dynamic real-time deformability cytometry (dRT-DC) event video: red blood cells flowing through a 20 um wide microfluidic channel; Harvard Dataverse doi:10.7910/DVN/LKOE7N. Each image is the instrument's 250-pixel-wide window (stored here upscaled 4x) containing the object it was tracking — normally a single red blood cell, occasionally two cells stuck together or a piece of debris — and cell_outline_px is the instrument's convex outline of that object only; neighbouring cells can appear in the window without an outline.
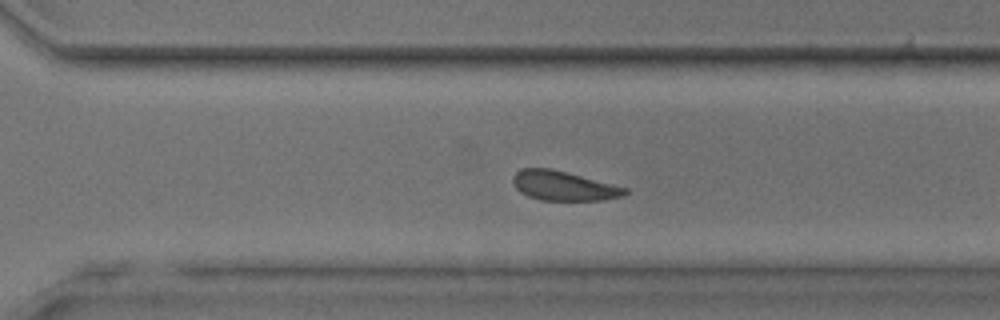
{"species": "common noctule bat (a hibernating species)", "species_latin": "Nyctalus noctula", "temperature_condition": "room temperature", "stored_images_in_passage": 33, "segment_of_instrument_passage": [2, 2], "camera_frame_rate_fps": 3000, "um_per_image_px": 0.085, "animal": {"sex": "male", "body_mass_g": 17.9, "forearm_length_mm": 54.2}, "frame": {"image": 1, "passage_image": 33, "time_ms": 10.667, "image_size_px": [1000, 320], "cell_outline_px": [[628, 192], [624, 196], [604, 200], [540, 200], [528, 196], [520, 192], [516, 188], [512, 180], [512, 176], [516, 172], [524, 168], [552, 168], [628, 188]], "centroid_in_image_um": [47.91, 15.79], "position_along_channel_um": 322.7, "area_um2": 19.31}}